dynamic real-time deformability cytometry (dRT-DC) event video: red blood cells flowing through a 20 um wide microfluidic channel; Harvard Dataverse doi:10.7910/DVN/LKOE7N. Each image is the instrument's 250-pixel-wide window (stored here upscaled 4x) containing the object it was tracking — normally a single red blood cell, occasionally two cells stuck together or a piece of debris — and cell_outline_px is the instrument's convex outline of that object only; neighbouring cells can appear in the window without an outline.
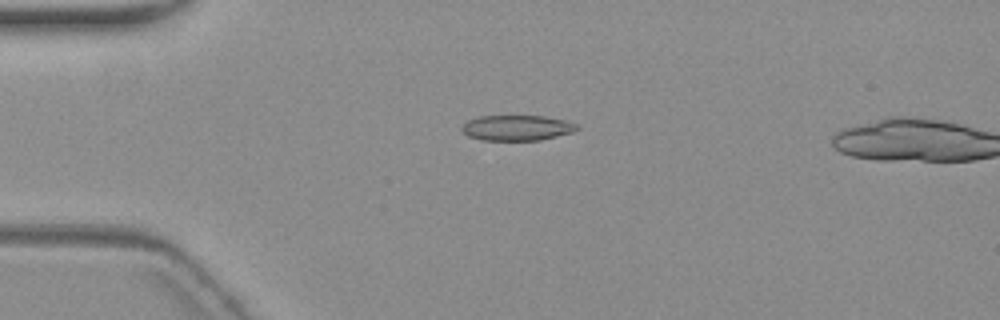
{"species": "common noctule bat (a hibernating species)", "species_latin": "Nyctalus noctula", "temperature_condition": "warm", "stored_images_in_passage": 4, "camera_frame_rate_fps": 3000, "um_per_image_px": 0.085, "animal": {"sex": "female", "body_mass_g": 19.3, "forearm_length_mm": 54.1}, "frame": {"image": 1, "passage_image": 3, "time_ms": 2.333, "image_size_px": [1000, 320], "cell_outline_px": [[580, 128], [572, 132], [540, 140], [484, 140], [468, 136], [460, 128], [468, 120], [476, 116], [544, 116], [564, 120], [580, 124]], "centroid_in_image_um": [43.95, 10.86], "position_along_channel_um": 41.0, "area_um2": 17.05}}